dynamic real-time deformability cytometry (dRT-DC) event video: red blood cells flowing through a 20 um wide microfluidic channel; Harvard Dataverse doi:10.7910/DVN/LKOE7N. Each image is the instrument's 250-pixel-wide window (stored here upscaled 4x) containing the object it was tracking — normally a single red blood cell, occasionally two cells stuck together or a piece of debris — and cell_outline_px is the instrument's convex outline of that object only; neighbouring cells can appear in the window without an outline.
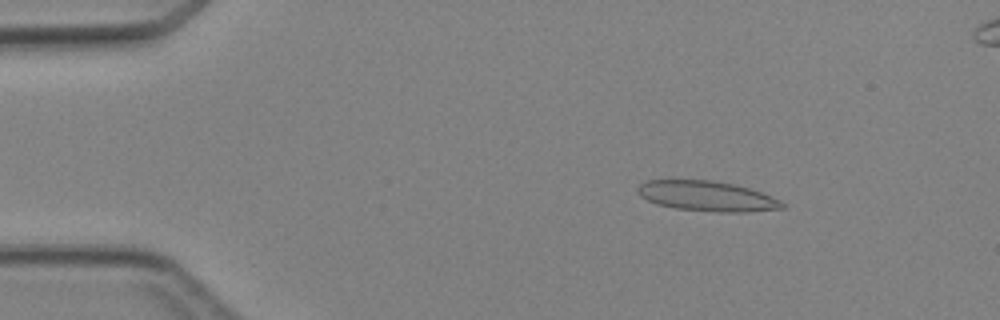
{"species": "Egyptian fruit bat (a non-hibernating species)", "species_latin": "Rousettus aegyptiacus", "temperature_condition": "cold", "stored_images_in_passage": 4, "camera_frame_rate_fps": 3000, "um_per_image_px": 0.085, "animal": {"sex": "female"}, "frame": {"image": 1, "passage_image": 2, "time_ms": 1.0, "image_size_px": [1000, 320], "cell_outline_px": [[788, 204], [784, 208], [748, 212], [716, 212], [676, 208], [656, 204], [640, 196], [636, 192], [640, 184], [648, 180], [712, 180], [732, 184], [748, 188], [760, 192], [780, 200]], "centroid_in_image_um": [60.1, 16.68], "position_along_channel_um": 24.9, "area_um2": 25.32}}